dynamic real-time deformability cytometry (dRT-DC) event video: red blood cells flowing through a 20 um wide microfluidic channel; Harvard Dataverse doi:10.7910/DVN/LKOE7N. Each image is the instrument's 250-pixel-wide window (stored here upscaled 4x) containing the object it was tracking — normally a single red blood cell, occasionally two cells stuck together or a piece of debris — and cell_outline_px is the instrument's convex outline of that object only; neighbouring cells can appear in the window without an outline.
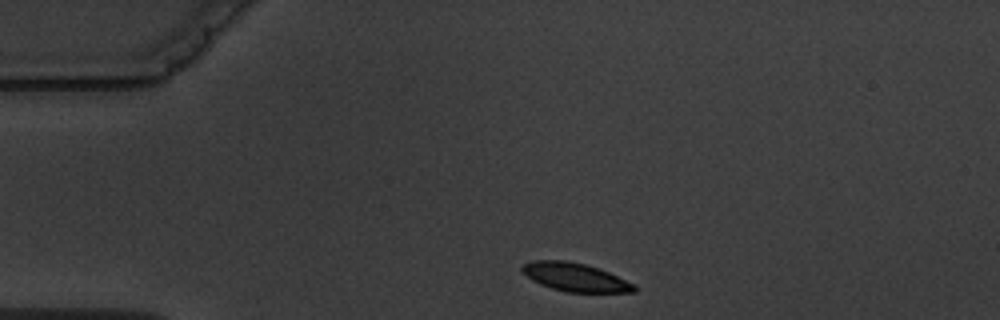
{"species": "common noctule bat (a hibernating species)", "species_latin": "Nyctalus noctula", "temperature_condition": "warm", "stored_images_in_passage": 3, "camera_frame_rate_fps": 3000, "um_per_image_px": 0.085, "animal": {"sex": "male", "body_mass_g": 19.5, "forearm_length_mm": 54.6}, "frame": {"image": 1, "passage_image": 1, "time_ms": 0.0, "image_size_px": [1000, 320], "cell_outline_px": [[636, 292], [564, 292], [540, 284], [532, 280], [520, 268], [524, 264], [532, 260], [564, 260], [584, 264], [608, 272], [636, 284]], "centroid_in_image_um": [48.9, 23.56], "position_along_channel_um": 36.1, "area_um2": 18.38}}
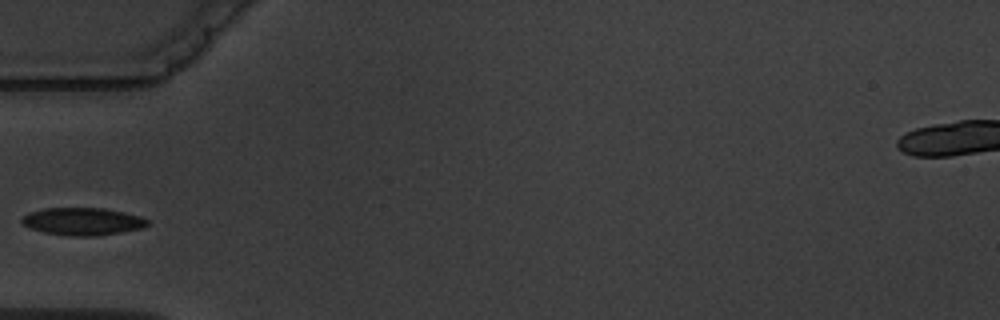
{"frame": {"image": 2, "passage_image": 3, "time_ms": 2.333, "image_size_px": [1000, 320], "cell_outline_px": [[148, 224], [140, 228], [120, 232], [92, 236], [72, 236], [44, 232], [28, 228], [20, 224], [20, 220], [28, 212], [44, 208], [104, 208], [124, 212], [140, 216], [148, 220]], "centroid_in_image_um": [6.95, 18.81], "position_along_channel_um": 78.0, "area_um2": 20.11}}